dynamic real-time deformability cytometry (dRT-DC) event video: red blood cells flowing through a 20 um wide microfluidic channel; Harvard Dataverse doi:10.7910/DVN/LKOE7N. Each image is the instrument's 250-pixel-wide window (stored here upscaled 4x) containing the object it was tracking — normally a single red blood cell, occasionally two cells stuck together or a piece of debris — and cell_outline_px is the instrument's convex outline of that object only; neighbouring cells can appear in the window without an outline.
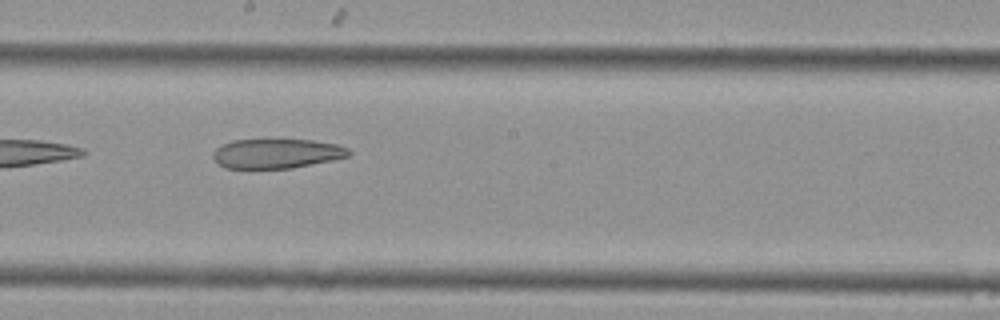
{"species": "Egyptian fruit bat (a non-hibernating species)", "species_latin": "Rousettus aegyptiacus", "temperature_condition": "cold", "stored_images_in_passage": 13, "camera_frame_rate_fps": 3000, "um_per_image_px": 0.085, "animal": {"sex": "female"}, "frame": {"image": 1, "passage_image": 8, "time_ms": 2.333, "image_size_px": [1000, 320], "cell_outline_px": [[352, 156], [292, 168], [224, 168], [212, 156], [212, 152], [216, 148], [232, 140], [280, 136], [312, 140], [336, 144], [348, 148], [352, 152]], "centroid_in_image_um": [23.54, 12.99], "position_along_channel_um": 224.7, "area_um2": 24.45}}
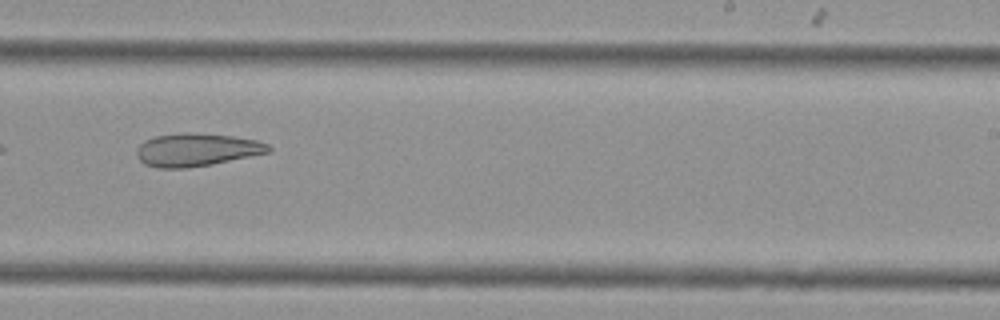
{"frame": {"image": 2, "passage_image": 10, "time_ms": 3.0, "image_size_px": [1000, 320], "cell_outline_px": [[272, 152], [212, 164], [188, 168], [156, 168], [144, 164], [136, 156], [136, 148], [144, 140], [156, 136], [184, 132], [188, 132], [236, 136], [256, 140], [268, 144], [272, 148]], "centroid_in_image_um": [16.72, 12.73], "position_along_channel_um": 272.3, "area_um2": 25.61}}